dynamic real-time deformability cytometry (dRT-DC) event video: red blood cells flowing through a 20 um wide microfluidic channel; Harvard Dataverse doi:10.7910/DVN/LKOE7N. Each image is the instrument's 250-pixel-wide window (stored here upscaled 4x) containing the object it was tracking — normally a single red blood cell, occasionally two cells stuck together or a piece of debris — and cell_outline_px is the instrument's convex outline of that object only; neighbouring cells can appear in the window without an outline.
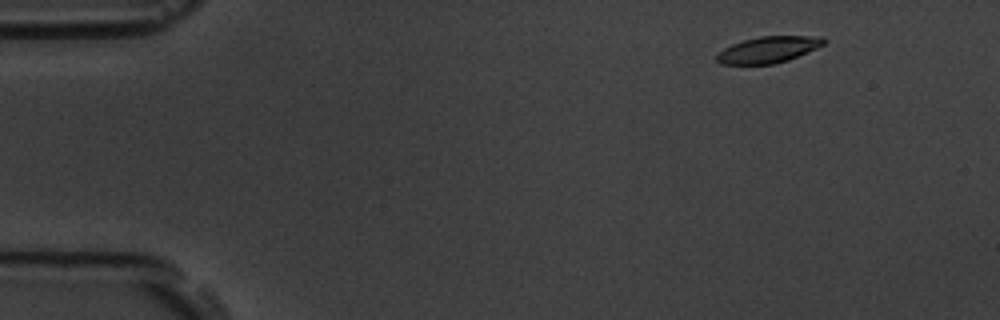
{"species": "common noctule bat (a hibernating species)", "species_latin": "Nyctalus noctula", "temperature_condition": "room temperature", "stored_images_in_passage": 52, "camera_frame_rate_fps": 3000, "um_per_image_px": 0.085, "animal": {"sex": "male", "body_mass_g": 19.5, "forearm_length_mm": 54.6}, "frame": {"image": 1, "passage_image": 4, "time_ms": 1.0, "image_size_px": [1000, 320], "cell_outline_px": [[828, 40], [824, 44], [816, 48], [788, 60], [772, 64], [720, 64], [716, 60], [716, 56], [724, 48], [732, 44], [744, 40], [760, 36], [824, 36]], "centroid_in_image_um": [65.33, 4.21], "position_along_channel_um": 19.7, "area_um2": 16.36}}
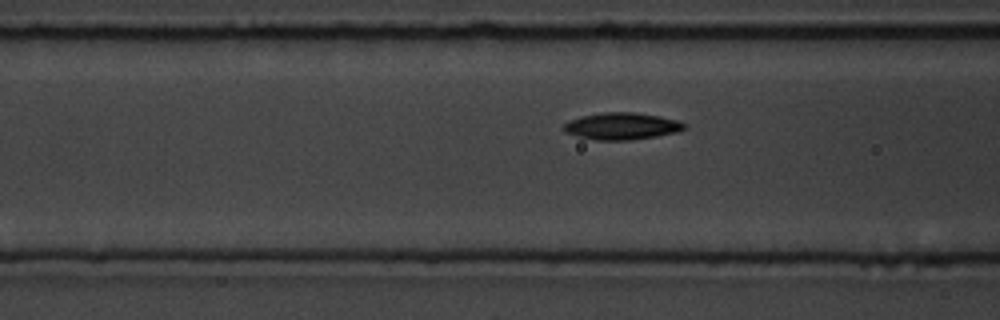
{"frame": {"image": 2, "passage_image": 19, "time_ms": 6.0, "image_size_px": [1000, 320], "cell_outline_px": [[688, 128], [680, 132], [632, 140], [596, 140], [564, 132], [564, 124], [568, 120], [580, 116], [600, 112], [636, 112], [660, 116], [676, 120], [688, 124]], "centroid_in_image_um": [52.9, 10.71], "position_along_channel_um": 113.7, "area_um2": 19.19}}
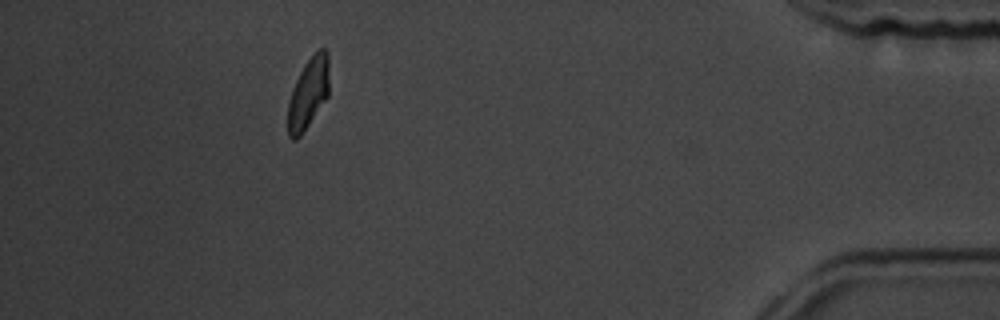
{"frame": {"image": 3, "passage_image": 47, "time_ms": 15.333, "image_size_px": [1000, 320], "cell_outline_px": [[328, 96], [300, 136], [296, 140], [292, 140], [288, 136], [288, 100], [292, 88], [304, 64], [316, 48], [324, 48], [328, 52]], "centroid_in_image_um": [26.19, 7.89], "position_along_channel_um": 409.0, "area_um2": 17.11}, "authors_computed_cell_mechanics": {"area_um2": 17.7446, "velocity_mm_per_s": 3.7597, "shape_relaxation_time_tau1_ms": 2.3216, "shape_relaxation_time_tau2_ms": 5.4794, "deformation_change_tau1": 0.1278, "deformation_change_tau2": 0.0763}}